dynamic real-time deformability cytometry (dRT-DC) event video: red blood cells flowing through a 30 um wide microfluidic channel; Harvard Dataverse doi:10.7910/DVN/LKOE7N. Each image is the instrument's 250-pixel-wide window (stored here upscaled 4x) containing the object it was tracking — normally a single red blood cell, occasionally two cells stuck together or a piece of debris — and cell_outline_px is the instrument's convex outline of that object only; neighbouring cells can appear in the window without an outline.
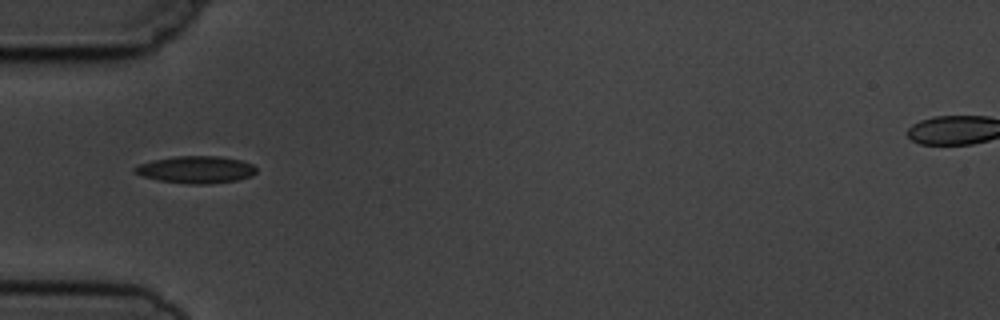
{"species": "common noctule bat (a hibernating species)", "species_latin": "Nyctalus noctula", "temperature_condition": "cold", "stored_images_in_passage": 5, "camera_frame_rate_fps": 3000, "um_per_image_px": 0.085, "animal": {"sex": "male", "body_mass_g": 19.5, "forearm_length_mm": 54.6}, "frame": {"image": 1, "passage_image": 4, "time_ms": 3.333, "image_size_px": [1000, 320], "cell_outline_px": [[256, 172], [252, 176], [236, 180], [208, 184], [192, 184], [160, 180], [144, 176], [136, 172], [132, 168], [140, 164], [152, 160], [176, 156], [220, 156], [240, 160], [252, 164], [256, 168]], "centroid_in_image_um": [16.69, 14.41], "position_along_channel_um": 68.3, "area_um2": 19.02}}
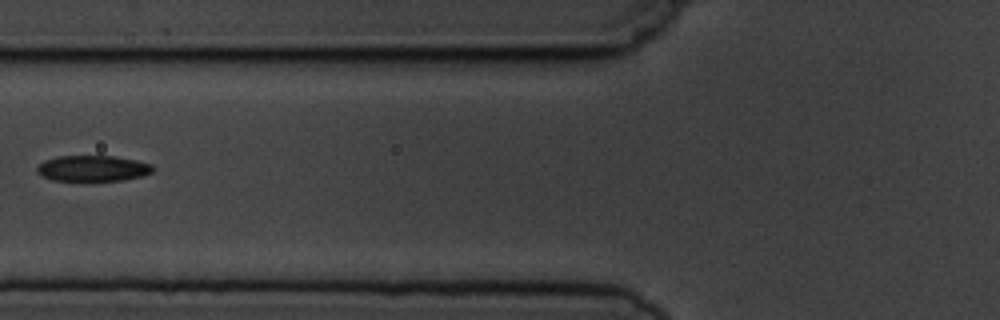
{"frame": {"image": 2, "passage_image": 5, "time_ms": 4.667, "image_size_px": [1000, 320], "cell_outline_px": [[152, 172], [140, 176], [124, 180], [88, 184], [52, 180], [40, 176], [36, 172], [36, 168], [44, 160], [56, 156], [112, 156], [136, 160], [152, 164]], "centroid_in_image_um": [7.81, 14.37], "position_along_channel_um": 118.0, "area_um2": 18.38}}